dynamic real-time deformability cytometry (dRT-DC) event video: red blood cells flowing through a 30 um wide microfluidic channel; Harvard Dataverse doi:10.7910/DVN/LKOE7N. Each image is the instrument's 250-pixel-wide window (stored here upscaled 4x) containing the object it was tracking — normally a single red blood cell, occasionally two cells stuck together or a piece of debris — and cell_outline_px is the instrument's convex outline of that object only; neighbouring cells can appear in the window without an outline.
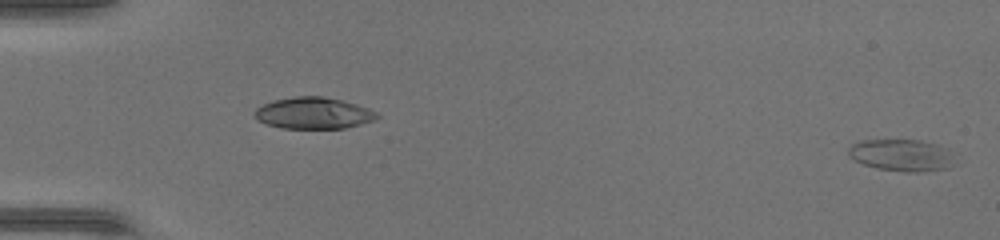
{"species": "common noctule bat (a hibernating species)", "species_latin": "Nyctalus noctula", "temperature_condition": "warm", "stored_images_in_passage": 47, "camera_frame_rate_fps": 3000, "um_per_image_px": 0.085, "animal": {"sex": "female", "body_mass_g": 17.0, "forearm_length_mm": 48.0}, "frame": {"image": 1, "passage_image": 1, "time_ms": 0.0, "image_size_px": [1000, 240], "cell_outline_px": [[956, 164], [948, 168], [920, 172], [904, 172], [876, 168], [852, 160], [848, 156], [848, 148], [852, 144], [860, 140], [920, 140], [936, 144], [948, 148], [956, 152]], "centroid_in_image_um": [76.71, 13.19], "position_along_channel_um": 8.3, "area_um2": 20.4}}
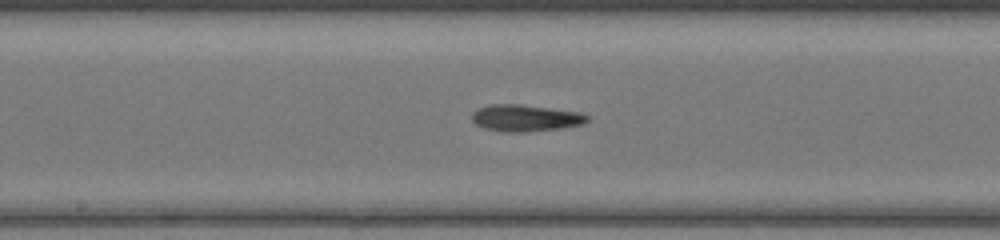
{"frame": {"image": 2, "passage_image": 26, "time_ms": 8.333, "image_size_px": [1000, 240], "cell_outline_px": [[588, 120], [584, 124], [560, 128], [528, 132], [504, 132], [484, 128], [476, 124], [472, 120], [472, 112], [476, 108], [492, 104], [520, 104], [580, 112], [588, 116]], "centroid_in_image_um": [44.64, 10.03], "position_along_channel_um": 203.6, "area_um2": 18.03}}
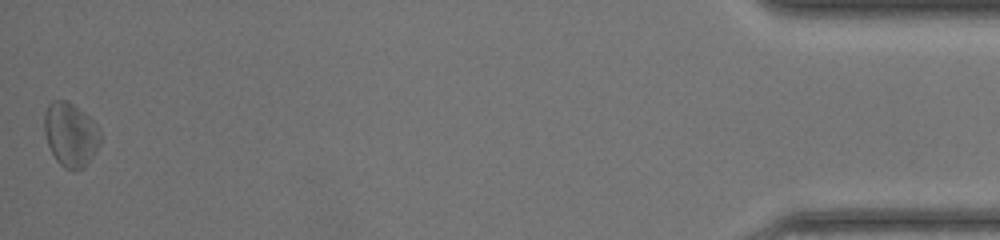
{"frame": {"image": 3, "passage_image": 47, "time_ms": 15.333, "image_size_px": [1000, 240], "cell_outline_px": [[100, 144], [88, 160], [76, 172], [64, 168], [56, 160], [48, 144], [44, 132], [44, 112], [48, 104], [52, 100], [68, 100], [84, 112], [96, 124], [100, 132]], "centroid_in_image_um": [5.97, 11.4], "position_along_channel_um": 429.2, "area_um2": 20.75}}